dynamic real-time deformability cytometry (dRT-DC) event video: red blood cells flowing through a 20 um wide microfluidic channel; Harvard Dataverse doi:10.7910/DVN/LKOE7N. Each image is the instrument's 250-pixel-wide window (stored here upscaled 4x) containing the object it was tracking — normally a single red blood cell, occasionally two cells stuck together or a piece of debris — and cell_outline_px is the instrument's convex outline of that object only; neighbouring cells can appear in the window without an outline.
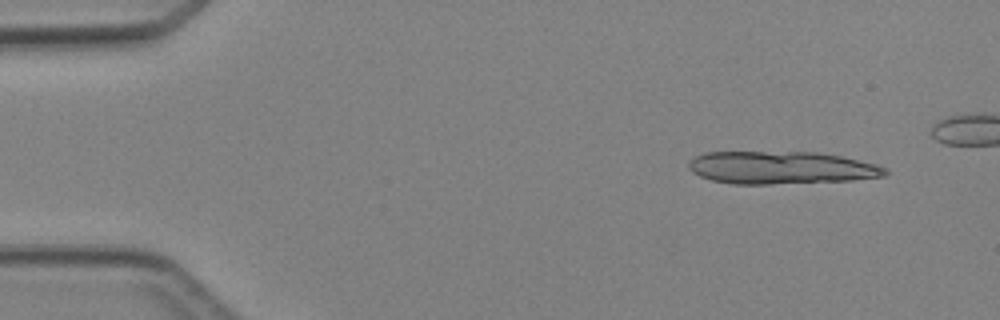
{"species": "Egyptian fruit bat (a non-hibernating species)", "species_latin": "Rousettus aegyptiacus", "temperature_condition": "cold", "stored_images_in_passage": 5, "segment_of_instrument_passage": [2, 2], "camera_frame_rate_fps": 3000, "um_per_image_px": 0.085, "animal": {"sex": "female"}, "frame": {"image": 1, "passage_image": 5, "time_ms": 5.667, "image_size_px": [1000, 320], "cell_outline_px": [[888, 172], [884, 176], [852, 180], [772, 184], [732, 184], [712, 180], [700, 176], [692, 172], [688, 168], [688, 160], [704, 152], [820, 152], [840, 156], [876, 164], [888, 168]], "centroid_in_image_um": [66.38, 14.25], "position_along_channel_um": 18.6, "area_um2": 37.57}}